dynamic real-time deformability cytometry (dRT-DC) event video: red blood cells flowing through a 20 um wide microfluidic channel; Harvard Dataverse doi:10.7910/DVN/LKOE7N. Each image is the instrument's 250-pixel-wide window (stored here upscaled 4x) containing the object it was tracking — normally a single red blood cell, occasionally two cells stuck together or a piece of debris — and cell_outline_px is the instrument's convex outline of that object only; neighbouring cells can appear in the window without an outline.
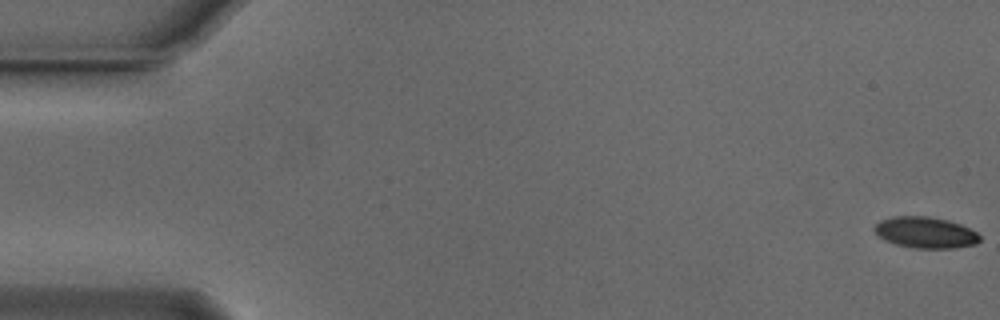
{"species": "Egyptian fruit bat (a non-hibernating species)", "species_latin": "Rousettus aegyptiacus", "temperature_condition": "cold", "stored_images_in_passage": 48, "camera_frame_rate_fps": 3000, "um_per_image_px": 0.085, "animal": {"sex": "male"}, "frame": {"image": 1, "passage_image": 1, "time_ms": 0.0, "image_size_px": [1000, 320], "cell_outline_px": [[980, 240], [976, 244], [956, 248], [912, 248], [896, 244], [884, 240], [872, 228], [880, 220], [892, 216], [928, 216], [948, 220], [960, 224], [976, 232], [980, 236]], "centroid_in_image_um": [78.65, 19.76], "position_along_channel_um": 6.3, "area_um2": 19.19}}
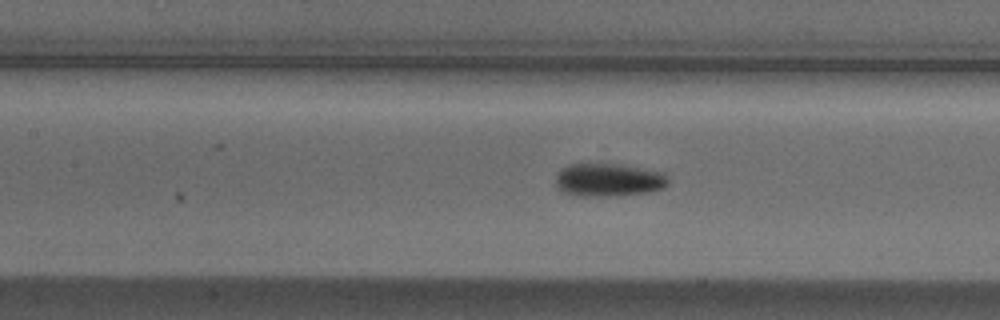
{"frame": {"image": 2, "passage_image": 25, "time_ms": 8.0, "image_size_px": [1000, 320], "cell_outline_px": [[668, 184], [664, 188], [648, 192], [620, 196], [580, 196], [564, 192], [556, 184], [556, 176], [560, 168], [568, 164], [612, 164], [664, 172], [668, 176]], "centroid_in_image_um": [51.73, 15.3], "position_along_channel_um": 155.7, "area_um2": 21.68}}
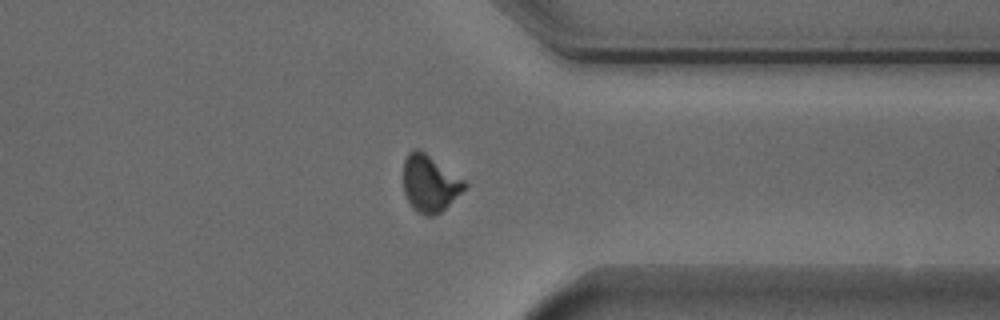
{"frame": {"image": 3, "passage_image": 43, "time_ms": 14.0, "image_size_px": [1000, 320], "cell_outline_px": [[468, 184], [440, 212], [432, 216], [424, 216], [412, 208], [404, 192], [404, 160], [408, 152], [416, 148], [424, 152], [464, 180]], "centroid_in_image_um": [36.49, 15.6], "position_along_channel_um": 374.9, "area_um2": 19.77}}